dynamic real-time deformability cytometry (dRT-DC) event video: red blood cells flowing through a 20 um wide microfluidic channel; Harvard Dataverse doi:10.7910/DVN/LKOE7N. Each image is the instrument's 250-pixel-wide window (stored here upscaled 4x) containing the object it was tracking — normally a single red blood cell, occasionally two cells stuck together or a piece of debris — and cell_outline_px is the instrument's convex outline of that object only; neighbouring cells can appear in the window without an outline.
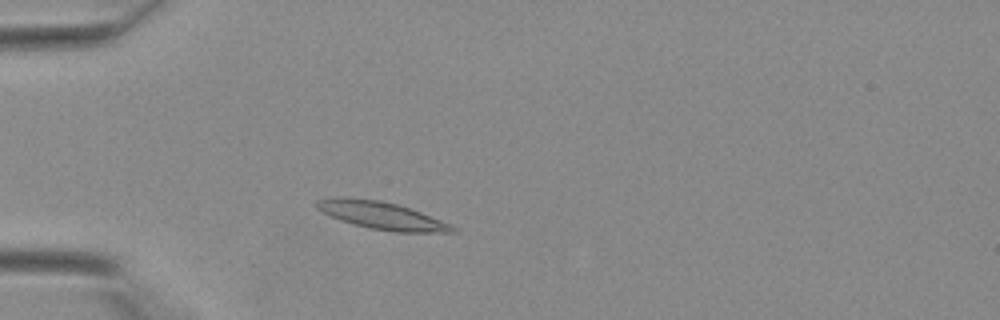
{"species": "Egyptian fruit bat (a non-hibernating species)", "species_latin": "Rousettus aegyptiacus", "temperature_condition": "warm", "stored_images_in_passage": 36, "camera_frame_rate_fps": 3000, "um_per_image_px": 0.085, "animal": {"sex": "female"}, "frame": {"image": 1, "passage_image": 7, "time_ms": 2.0, "image_size_px": [1000, 320], "cell_outline_px": [[456, 232], [396, 232], [372, 228], [352, 224], [340, 220], [316, 208], [316, 200], [332, 196], [340, 196], [380, 200], [396, 204], [420, 212], [440, 220], [456, 228]], "centroid_in_image_um": [32.37, 18.3], "position_along_channel_um": 52.6, "area_um2": 21.5}}
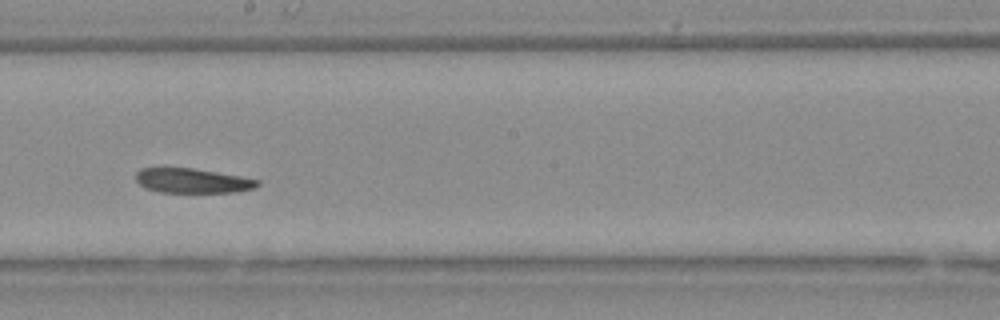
{"frame": {"image": 2, "passage_image": 19, "time_ms": 6.0, "image_size_px": [1000, 320], "cell_outline_px": [[260, 184], [256, 188], [236, 192], [160, 192], [144, 188], [136, 180], [136, 172], [140, 168], [192, 168], [240, 176], [260, 180]], "centroid_in_image_um": [16.36, 15.36], "position_along_channel_um": 231.8, "area_um2": 17.46}}
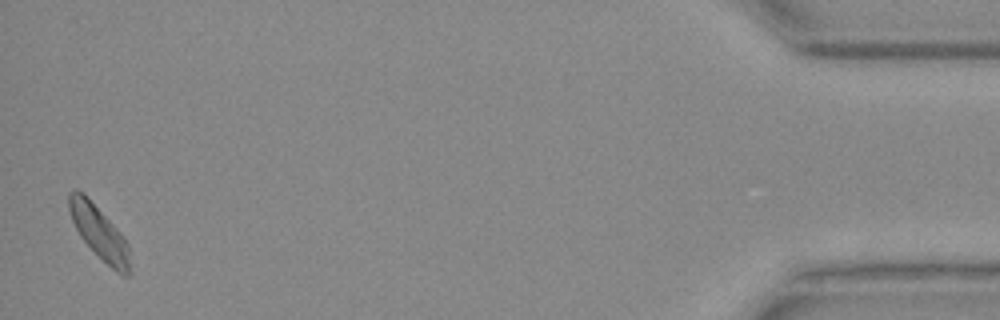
{"frame": {"image": 3, "passage_image": 36, "time_ms": 11.667, "image_size_px": [1000, 320], "cell_outline_px": [[132, 272], [128, 276], [124, 276], [116, 272], [80, 236], [72, 220], [68, 208], [68, 192], [76, 188], [84, 192], [124, 236], [128, 244]], "centroid_in_image_um": [8.45, 19.74], "position_along_channel_um": 426.7, "area_um2": 18.96}}